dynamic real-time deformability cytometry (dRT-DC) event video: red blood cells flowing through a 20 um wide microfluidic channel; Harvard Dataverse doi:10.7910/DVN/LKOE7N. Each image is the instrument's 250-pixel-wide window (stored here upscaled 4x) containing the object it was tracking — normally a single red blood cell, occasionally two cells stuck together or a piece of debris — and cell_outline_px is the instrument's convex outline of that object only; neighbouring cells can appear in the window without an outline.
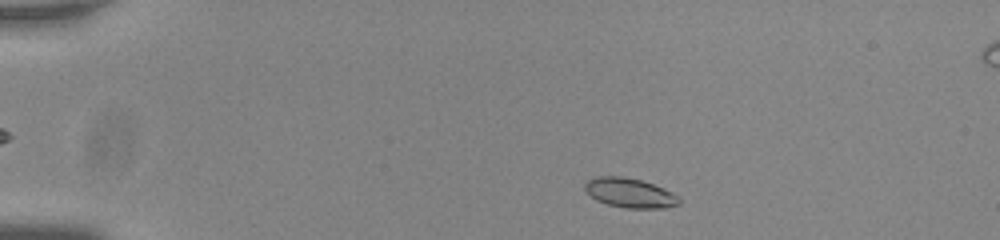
{"species": "common noctule bat (a hibernating species)", "species_latin": "Nyctalus noctula", "temperature_condition": "room temperature", "stored_images_in_passage": 50, "camera_frame_rate_fps": 3000, "um_per_image_px": 0.085, "animal": {"sex": "male", "body_mass_g": 20.0, "forearm_length_mm": 53.3}, "frame": {"image": 1, "passage_image": 5, "time_ms": 1.333, "image_size_px": [1000, 240], "cell_outline_px": [[680, 204], [668, 208], [624, 208], [608, 204], [596, 200], [584, 188], [584, 184], [588, 180], [596, 176], [624, 176], [640, 180], [664, 188], [672, 192], [680, 200]], "centroid_in_image_um": [53.54, 16.4], "position_along_channel_um": 31.5, "area_um2": 16.18}}
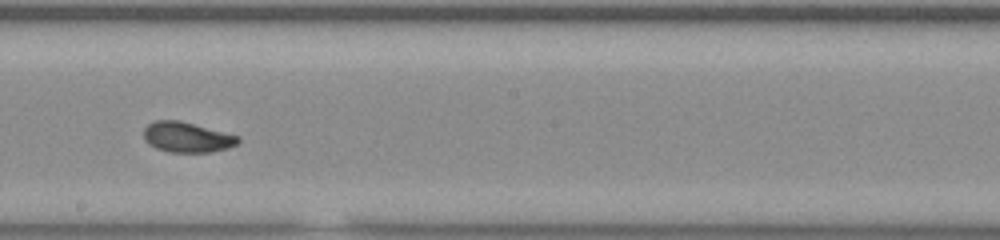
{"frame": {"image": 2, "passage_image": 27, "time_ms": 8.667, "image_size_px": [1000, 240], "cell_outline_px": [[240, 140], [236, 144], [228, 148], [212, 152], [168, 152], [156, 148], [148, 144], [144, 140], [144, 128], [148, 124], [156, 120], [180, 120], [240, 136]], "centroid_in_image_um": [15.88, 11.66], "position_along_channel_um": 232.3, "area_um2": 16.76}}
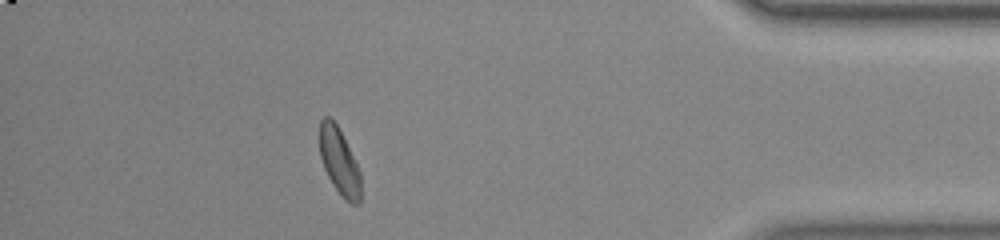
{"frame": {"image": 3, "passage_image": 44, "time_ms": 14.333, "image_size_px": [1000, 240], "cell_outline_px": [[360, 204], [352, 204], [344, 200], [332, 184], [324, 168], [320, 156], [320, 120], [324, 116], [328, 116], [336, 124], [360, 172]], "centroid_in_image_um": [28.83, 13.77], "position_along_channel_um": 406.4, "area_um2": 15.61}, "authors_computed_cell_mechanics": {"area_um2": 16.6175, "velocity_mm_per_s": 3.7438, "shape_relaxation_time_tau1_ms": 3.1111, "shape_relaxation_time_tau2_ms": 1.4768, "deformation_change_tau1": 0.1327, "deformation_change_tau2": 0.0635}}